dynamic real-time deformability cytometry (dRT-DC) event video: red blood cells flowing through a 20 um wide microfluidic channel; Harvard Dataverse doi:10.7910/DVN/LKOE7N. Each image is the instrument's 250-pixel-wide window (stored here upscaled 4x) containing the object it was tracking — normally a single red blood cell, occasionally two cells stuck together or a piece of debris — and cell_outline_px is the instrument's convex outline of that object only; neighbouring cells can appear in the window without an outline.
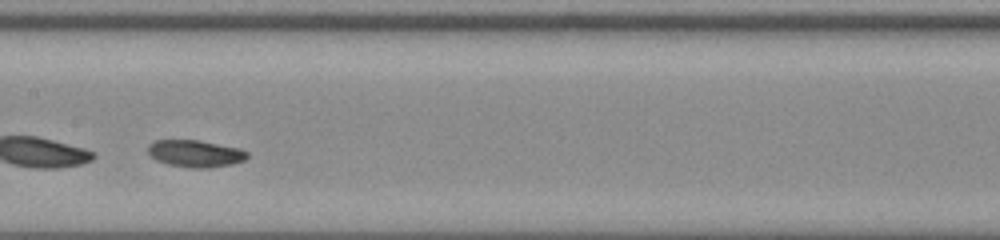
{"species": "common noctule bat (a hibernating species)", "species_latin": "Nyctalus noctula", "temperature_condition": "room temperature", "stored_images_in_passage": 34, "segment_of_instrument_passage": [2, 2], "camera_frame_rate_fps": 3000, "um_per_image_px": 0.085, "animal": {"sex": "male", "body_mass_g": 20.0, "forearm_length_mm": 53.3}, "frame": {"image": 1, "passage_image": 16, "time_ms": 5.0, "image_size_px": [1000, 240], "cell_outline_px": [[248, 156], [244, 160], [232, 164], [212, 168], [192, 168], [168, 164], [156, 160], [148, 152], [148, 144], [156, 140], [200, 140], [240, 148], [248, 152]], "centroid_in_image_um": [16.62, 13.05], "position_along_channel_um": 190.8, "area_um2": 15.72}}
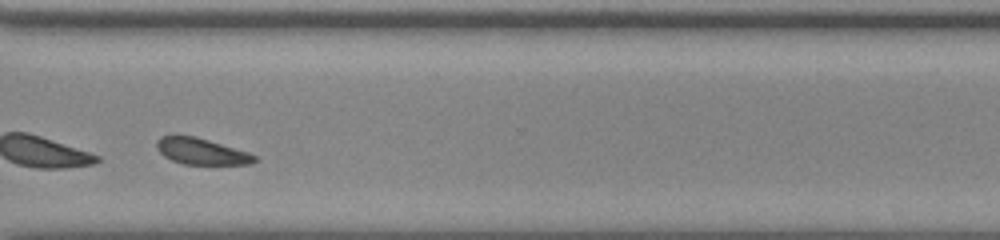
{"frame": {"image": 2, "passage_image": 29, "time_ms": 9.333, "image_size_px": [1000, 240], "cell_outline_px": [[256, 160], [252, 164], [184, 164], [172, 160], [164, 156], [156, 148], [156, 140], [164, 136], [196, 136], [248, 152], [256, 156]], "centroid_in_image_um": [17.12, 12.87], "position_along_channel_um": 353.5, "area_um2": 14.8}}